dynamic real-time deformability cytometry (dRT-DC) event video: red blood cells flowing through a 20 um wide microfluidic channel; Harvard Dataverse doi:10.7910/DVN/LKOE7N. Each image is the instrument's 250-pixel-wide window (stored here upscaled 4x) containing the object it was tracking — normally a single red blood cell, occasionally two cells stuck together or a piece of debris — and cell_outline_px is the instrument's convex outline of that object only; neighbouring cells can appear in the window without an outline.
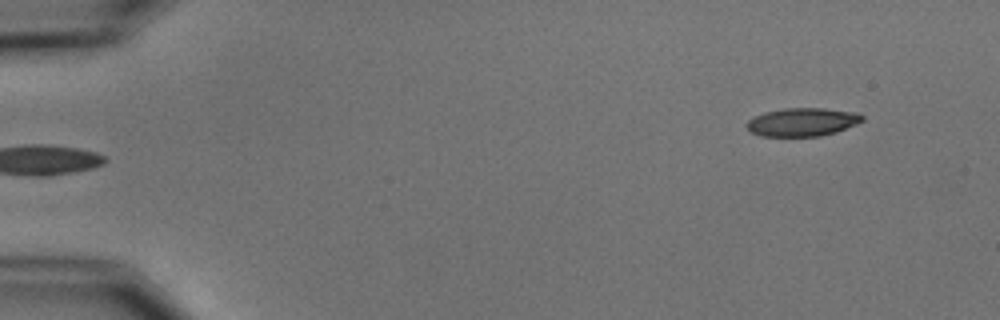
{"species": "common noctule bat (a hibernating species)", "species_latin": "Nyctalus noctula", "temperature_condition": "cold", "stored_images_in_passage": 5, "segment_of_instrument_passage": [2, 2], "camera_frame_rate_fps": 3000, "um_per_image_px": 0.085, "animal": {"sex": "male", "body_mass_g": 15.6}, "frame": {"image": 1, "passage_image": 5, "time_ms": 5.667, "image_size_px": [1000, 320], "cell_outline_px": [[864, 120], [856, 124], [836, 132], [820, 136], [760, 136], [752, 132], [744, 124], [748, 120], [764, 112], [784, 108], [824, 108], [856, 112], [864, 116]], "centroid_in_image_um": [68.21, 10.37], "position_along_channel_um": 16.8, "area_um2": 19.07}}